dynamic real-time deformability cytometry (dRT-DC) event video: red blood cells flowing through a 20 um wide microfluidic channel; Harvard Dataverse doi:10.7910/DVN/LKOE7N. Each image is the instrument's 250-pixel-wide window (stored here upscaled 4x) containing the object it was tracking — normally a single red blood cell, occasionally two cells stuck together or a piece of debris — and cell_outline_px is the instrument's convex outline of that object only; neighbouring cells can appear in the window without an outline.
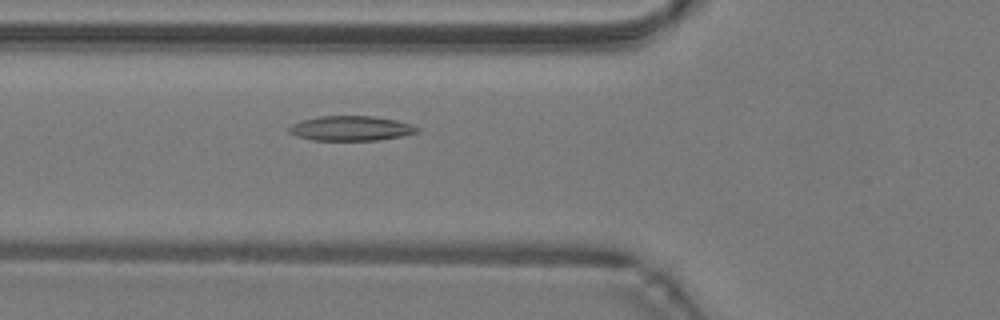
{"species": "common noctule bat (a hibernating species)", "species_latin": "Nyctalus noctula", "temperature_condition": "warm", "stored_images_in_passage": 33, "camera_frame_rate_fps": 3000, "um_per_image_px": 0.085, "animal": {"sex": "male", "body_mass_g": 19.2, "forearm_length_mm": 51.8}, "frame": {"image": 1, "passage_image": 7, "time_ms": 2.0, "image_size_px": [1000, 320], "cell_outline_px": [[420, 132], [380, 140], [312, 140], [296, 136], [288, 132], [288, 128], [292, 124], [300, 120], [320, 116], [376, 116], [396, 120], [412, 124], [420, 128]], "centroid_in_image_um": [29.83, 10.9], "position_along_channel_um": 96.0, "area_um2": 18.67}}
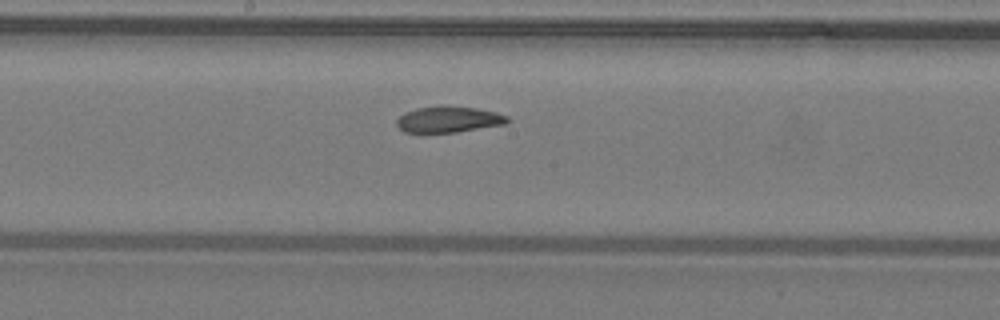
{"frame": {"image": 2, "passage_image": 15, "time_ms": 4.667, "image_size_px": [1000, 320], "cell_outline_px": [[512, 120], [508, 124], [456, 132], [404, 132], [396, 124], [396, 120], [404, 112], [416, 108], [440, 104], [476, 108], [496, 112], [508, 116]], "centroid_in_image_um": [38.17, 10.13], "position_along_channel_um": 210.0, "area_um2": 17.22}}
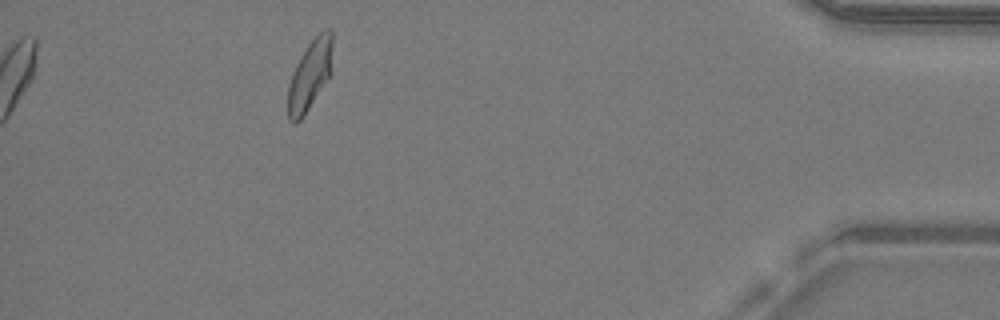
{"frame": {"image": 3, "passage_image": 33, "time_ms": 10.667, "image_size_px": [1000, 320], "cell_outline_px": [[332, 44], [328, 76], [304, 116], [300, 120], [292, 124], [288, 120], [288, 84], [292, 72], [300, 56], [308, 44], [324, 28], [328, 28], [332, 32]], "centroid_in_image_um": [26.28, 6.39], "position_along_channel_um": 408.9, "area_um2": 17.69}, "authors_computed_cell_mechanics": {"area_um2": 18.0914, "velocity_mm_per_s": 4.2639, "shape_relaxation_time_tau1_ms": 10.0191, "shape_relaxation_time_tau2_ms": 3.979, "deformation_change_tau1": 0.2555, "deformation_change_tau2": 0.0749}}